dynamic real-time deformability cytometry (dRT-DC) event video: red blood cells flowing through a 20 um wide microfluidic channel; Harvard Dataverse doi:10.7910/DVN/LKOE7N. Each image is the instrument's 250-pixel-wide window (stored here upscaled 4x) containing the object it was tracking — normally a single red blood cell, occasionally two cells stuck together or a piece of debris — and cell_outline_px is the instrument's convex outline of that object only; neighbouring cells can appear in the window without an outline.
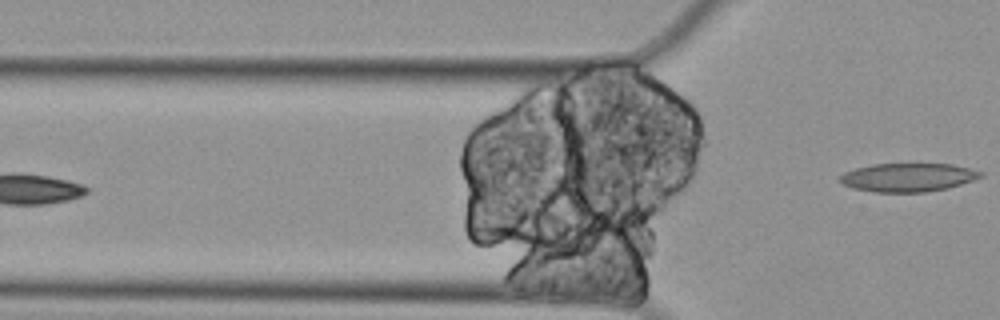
{"species": "Egyptian fruit bat (a non-hibernating species)", "species_latin": "Rousettus aegyptiacus", "temperature_condition": "cold", "stored_images_in_passage": 6, "camera_frame_rate_fps": 3000, "um_per_image_px": 0.085, "animal": {"sex": "female"}, "frame": {"image": 1, "passage_image": 6, "time_ms": 1.667, "image_size_px": [1000, 320], "cell_outline_px": [[984, 176], [948, 188], [928, 192], [872, 192], [852, 188], [844, 184], [840, 180], [840, 176], [844, 172], [856, 168], [872, 164], [952, 164], [984, 172]], "centroid_in_image_um": [77.18, 15.08], "position_along_channel_um": 48.6, "area_um2": 23.35}}